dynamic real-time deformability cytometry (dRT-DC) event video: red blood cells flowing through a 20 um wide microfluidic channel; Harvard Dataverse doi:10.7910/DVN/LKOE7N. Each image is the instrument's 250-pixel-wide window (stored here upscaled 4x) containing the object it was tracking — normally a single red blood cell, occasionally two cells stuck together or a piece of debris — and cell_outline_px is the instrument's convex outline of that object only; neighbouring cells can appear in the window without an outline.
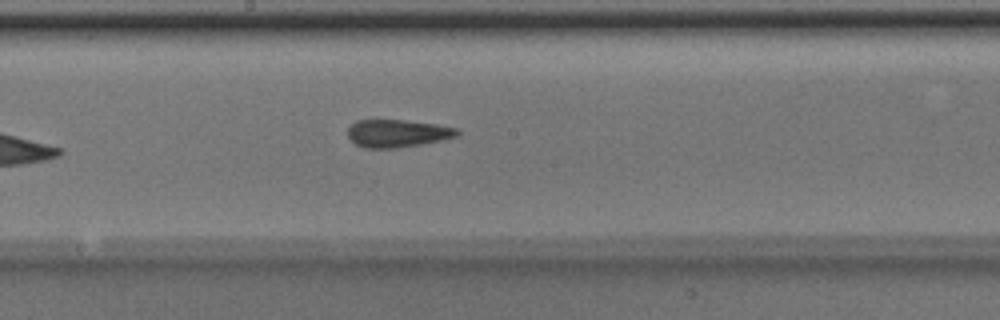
{"species": "Egyptian fruit bat (a non-hibernating species)", "species_latin": "Rousettus aegyptiacus", "temperature_condition": "room temperature", "stored_images_in_passage": 8, "camera_frame_rate_fps": 3000, "um_per_image_px": 0.085, "animal": {"sex": "male"}, "frame": {"image": 1, "passage_image": 8, "time_ms": 2.333, "image_size_px": [1000, 320], "cell_outline_px": [[460, 132], [456, 136], [440, 140], [420, 144], [396, 148], [364, 148], [348, 140], [348, 128], [356, 120], [404, 120], [436, 124], [456, 128]], "centroid_in_image_um": [33.73, 11.33], "position_along_channel_um": 214.5, "area_um2": 17.57}}